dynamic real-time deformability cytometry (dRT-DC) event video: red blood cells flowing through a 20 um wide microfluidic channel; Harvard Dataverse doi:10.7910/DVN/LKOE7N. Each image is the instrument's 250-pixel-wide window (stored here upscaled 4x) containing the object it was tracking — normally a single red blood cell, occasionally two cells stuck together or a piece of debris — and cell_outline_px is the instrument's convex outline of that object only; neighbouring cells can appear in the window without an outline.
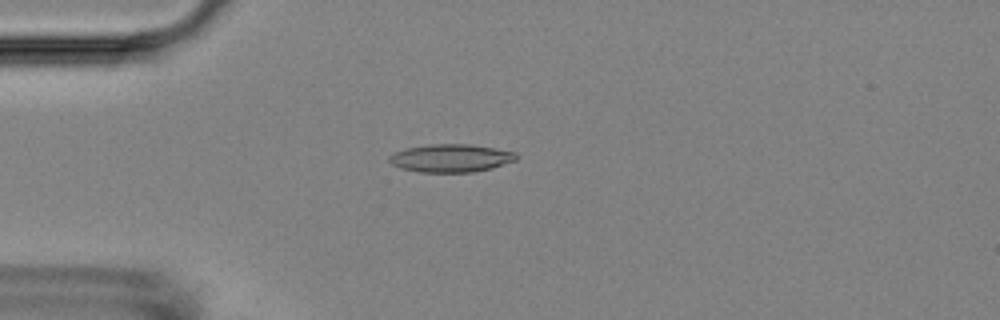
{"species": "Egyptian fruit bat (a non-hibernating species)", "species_latin": "Rousettus aegyptiacus", "temperature_condition": "room temperature", "stored_images_in_passage": 48, "camera_frame_rate_fps": 3000, "um_per_image_px": 0.085, "animal": {"sex": "female"}, "frame": {"image": 1, "passage_image": 8, "time_ms": 2.333, "image_size_px": [1000, 320], "cell_outline_px": [[520, 156], [516, 160], [492, 168], [472, 172], [420, 172], [400, 168], [392, 164], [388, 160], [388, 156], [404, 148], [428, 144], [472, 144], [516, 152]], "centroid_in_image_um": [38.33, 13.43], "position_along_channel_um": 46.7, "area_um2": 20.87}}
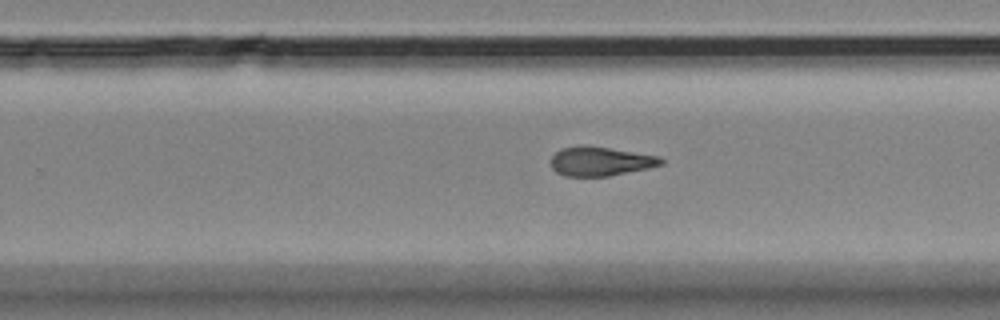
{"frame": {"image": 2, "passage_image": 28, "time_ms": 9.0, "image_size_px": [1000, 320], "cell_outline_px": [[664, 164], [648, 168], [608, 176], [564, 176], [556, 172], [552, 168], [548, 160], [560, 148], [580, 144], [588, 144], [660, 156], [664, 160]], "centroid_in_image_um": [50.99, 13.68], "position_along_channel_um": 278.8, "area_um2": 19.19}}
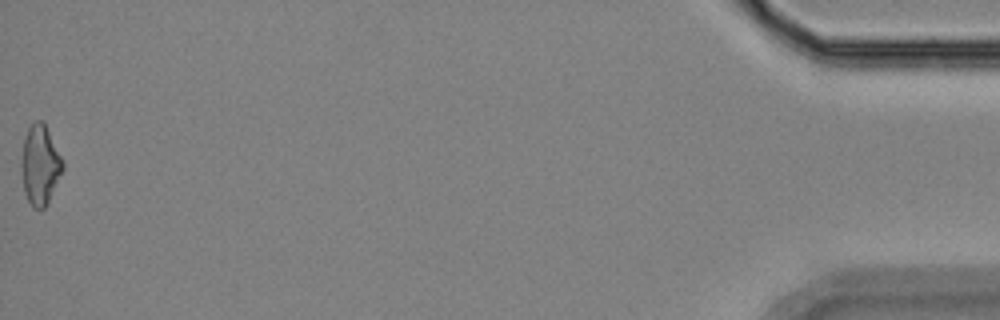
{"frame": {"image": 3, "passage_image": 48, "time_ms": 15.667, "image_size_px": [1000, 320], "cell_outline_px": [[64, 168], [44, 208], [32, 208], [24, 192], [20, 164], [24, 136], [28, 128], [36, 120], [44, 120], [64, 160]], "centroid_in_image_um": [3.4, 13.96], "position_along_channel_um": 431.8, "area_um2": 19.42}, "authors_computed_cell_mechanics": {"area_um2": 19.2763, "velocity_mm_per_s": 3.7016, "shape_relaxation_time_tau1_ms": 4.785, "shape_relaxation_time_tau2_ms": 2.8996, "deformation_change_tau1": 0.1519, "deformation_change_tau2": 0.1227}}